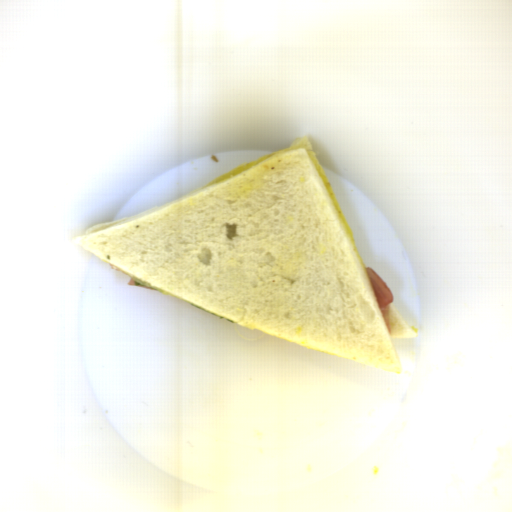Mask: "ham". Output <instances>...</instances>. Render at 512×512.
<instances>
[{
  "instance_id": "ham-1",
  "label": "ham",
  "mask_w": 512,
  "mask_h": 512,
  "mask_svg": "<svg viewBox=\"0 0 512 512\" xmlns=\"http://www.w3.org/2000/svg\"><path fill=\"white\" fill-rule=\"evenodd\" d=\"M128 285L137 286V287L146 288V289H151V288H149L147 286H144L142 284L137 283L135 278L131 277V276L129 278ZM151 290H154V289H151Z\"/></svg>"
}]
</instances>
